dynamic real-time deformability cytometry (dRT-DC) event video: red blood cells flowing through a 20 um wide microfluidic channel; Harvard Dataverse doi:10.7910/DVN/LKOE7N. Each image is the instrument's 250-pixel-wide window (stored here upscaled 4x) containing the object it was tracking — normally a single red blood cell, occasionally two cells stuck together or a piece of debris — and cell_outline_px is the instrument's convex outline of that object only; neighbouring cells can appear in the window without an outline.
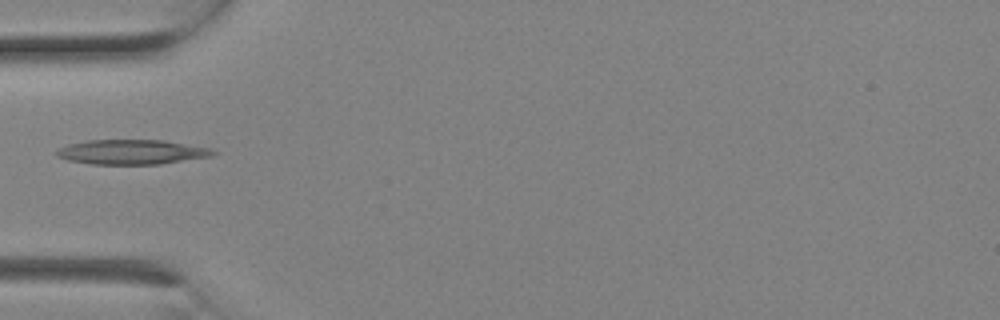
{"species": "Egyptian fruit bat (a non-hibernating species)", "species_latin": "Rousettus aegyptiacus", "temperature_condition": "room temperature", "stored_images_in_passage": 3, "camera_frame_rate_fps": 3000, "um_per_image_px": 0.085, "animal": {"sex": "female"}, "frame": {"image": 1, "passage_image": 3, "time_ms": 0.667, "image_size_px": [1000, 320], "cell_outline_px": [[216, 152], [212, 156], [160, 164], [92, 164], [68, 160], [56, 156], [56, 152], [60, 148], [68, 144], [88, 140], [164, 140], [212, 148]], "centroid_in_image_um": [11.21, 12.92], "position_along_channel_um": 73.8, "area_um2": 22.48}}